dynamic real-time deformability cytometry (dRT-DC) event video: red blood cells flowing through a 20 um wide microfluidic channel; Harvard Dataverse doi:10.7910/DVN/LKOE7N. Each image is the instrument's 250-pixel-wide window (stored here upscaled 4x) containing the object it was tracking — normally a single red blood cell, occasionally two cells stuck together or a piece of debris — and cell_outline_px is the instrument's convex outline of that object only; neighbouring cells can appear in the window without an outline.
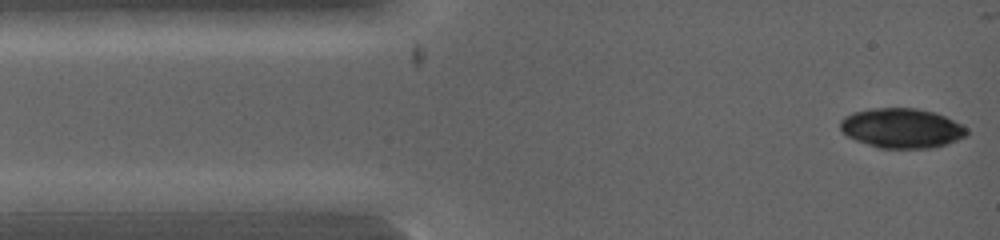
{"species": "common noctule bat (a hibernating species)", "species_latin": "Nyctalus noctula", "temperature_condition": "warm", "stored_images_in_passage": 8, "camera_frame_rate_fps": 5000, "um_per_image_px": 0.085, "animal": {"sex": "female", "body_mass_g": 19.0, "forearm_length_mm": 53.3}, "frame": {"image": 1, "passage_image": 1, "time_ms": 0.0, "image_size_px": [1000, 240], "cell_outline_px": [[968, 136], [948, 144], [932, 148], [876, 148], [856, 140], [848, 136], [840, 128], [840, 120], [844, 116], [852, 112], [872, 108], [916, 108], [936, 112], [968, 128]], "centroid_in_image_um": [76.66, 10.9], "position_along_channel_um": 8.3, "area_um2": 29.54}}